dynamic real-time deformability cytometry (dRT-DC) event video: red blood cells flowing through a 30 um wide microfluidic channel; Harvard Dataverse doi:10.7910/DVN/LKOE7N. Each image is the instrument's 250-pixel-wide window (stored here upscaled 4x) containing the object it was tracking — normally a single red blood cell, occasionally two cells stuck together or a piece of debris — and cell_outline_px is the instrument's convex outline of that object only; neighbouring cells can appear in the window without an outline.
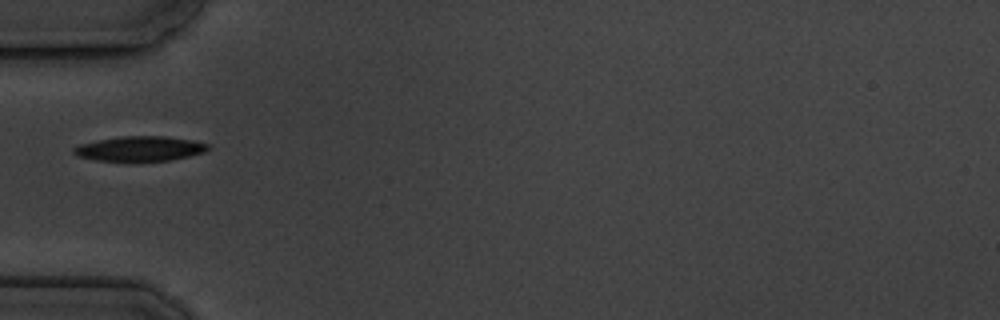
{"species": "common noctule bat (a hibernating species)", "species_latin": "Nyctalus noctula", "temperature_condition": "cold", "stored_images_in_passage": 1, "camera_frame_rate_fps": 3000, "um_per_image_px": 0.085, "animal": {"sex": "male", "body_mass_g": 19.5, "forearm_length_mm": 54.6}, "frame": {"image": 1, "passage_image": 1, "time_ms": 0.0, "image_size_px": [1000, 320], "cell_outline_px": [[212, 148], [204, 152], [188, 156], [168, 160], [96, 160], [76, 156], [72, 152], [72, 148], [80, 144], [120, 136], [164, 136], [192, 140], [208, 144]], "centroid_in_image_um": [11.89, 12.62], "position_along_channel_um": 73.1, "area_um2": 19.13}}